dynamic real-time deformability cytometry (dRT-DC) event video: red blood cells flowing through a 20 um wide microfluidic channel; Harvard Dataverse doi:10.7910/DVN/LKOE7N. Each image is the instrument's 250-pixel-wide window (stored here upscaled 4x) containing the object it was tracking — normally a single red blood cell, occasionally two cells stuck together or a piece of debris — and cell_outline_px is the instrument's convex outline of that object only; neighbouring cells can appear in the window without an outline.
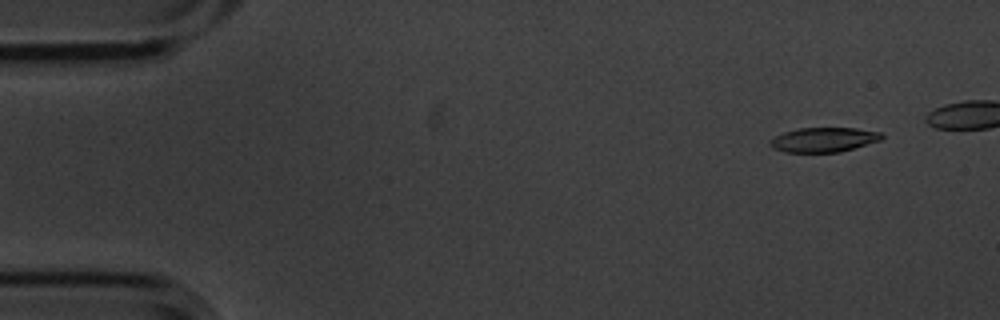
{"species": "common noctule bat (a hibernating species)", "species_latin": "Nyctalus noctula", "temperature_condition": "cold", "stored_images_in_passage": 5, "camera_frame_rate_fps": 3000, "um_per_image_px": 0.085, "animal": {"sex": "male", "body_mass_g": 20.1, "forearm_length_mm": 53.5}, "frame": {"image": 1, "passage_image": 1, "time_ms": 0.0, "image_size_px": [1000, 320], "cell_outline_px": [[884, 136], [880, 140], [840, 152], [784, 152], [772, 148], [768, 144], [768, 140], [784, 132], [800, 128], [856, 128], [880, 132]], "centroid_in_image_um": [69.97, 11.88], "position_along_channel_um": 15.0, "area_um2": 15.95}}